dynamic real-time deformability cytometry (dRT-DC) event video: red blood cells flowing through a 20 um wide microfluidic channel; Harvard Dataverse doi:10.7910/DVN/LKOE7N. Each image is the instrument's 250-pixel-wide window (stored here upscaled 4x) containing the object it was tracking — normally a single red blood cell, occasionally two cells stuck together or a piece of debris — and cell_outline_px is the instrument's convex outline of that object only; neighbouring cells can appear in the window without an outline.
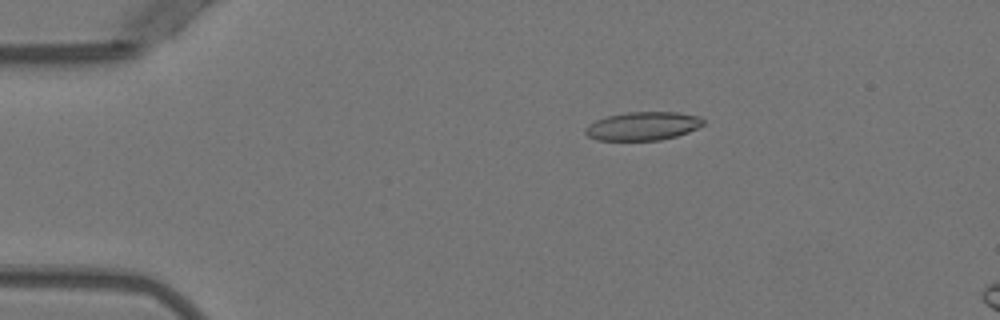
{"species": "Egyptian fruit bat (a non-hibernating species)", "species_latin": "Rousettus aegyptiacus", "temperature_condition": "warm", "stored_images_in_passage": 14, "camera_frame_rate_fps": 3000, "um_per_image_px": 0.085, "animal": {"sex": "female"}, "frame": {"image": 1, "passage_image": 10, "time_ms": 3.0, "image_size_px": [1000, 320], "cell_outline_px": [[704, 124], [688, 132], [676, 136], [660, 140], [596, 140], [588, 136], [584, 132], [584, 128], [588, 124], [596, 120], [608, 116], [628, 112], [680, 112], [700, 116], [704, 120]], "centroid_in_image_um": [54.64, 10.71], "position_along_channel_um": 30.4, "area_um2": 19.59}}